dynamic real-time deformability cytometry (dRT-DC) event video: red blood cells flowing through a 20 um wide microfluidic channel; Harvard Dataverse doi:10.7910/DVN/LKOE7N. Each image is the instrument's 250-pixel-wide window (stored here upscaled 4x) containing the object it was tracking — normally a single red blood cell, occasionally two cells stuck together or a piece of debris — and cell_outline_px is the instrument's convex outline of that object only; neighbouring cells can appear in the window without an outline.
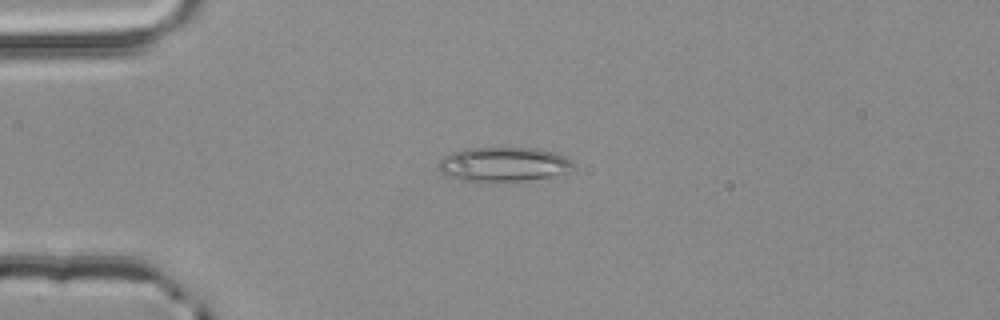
{"species": "common noctule bat (a hibernating species)", "species_latin": "Nyctalus noctula", "temperature_condition": "room temperature", "stored_images_in_passage": 2, "camera_frame_rate_fps": 3000, "um_per_image_px": 0.085, "animal": {"sex": "male", "body_mass_g": 20.4}, "frame": {"image": 1, "passage_image": 2, "time_ms": 0.333, "image_size_px": [1000, 320], "cell_outline_px": [[572, 168], [564, 172], [552, 176], [524, 180], [460, 180], [448, 176], [440, 172], [440, 160], [444, 156], [452, 152], [464, 148], [536, 148], [556, 152], [572, 160]], "centroid_in_image_um": [42.79, 13.94], "position_along_channel_um": 42.2, "area_um2": 26.47}}